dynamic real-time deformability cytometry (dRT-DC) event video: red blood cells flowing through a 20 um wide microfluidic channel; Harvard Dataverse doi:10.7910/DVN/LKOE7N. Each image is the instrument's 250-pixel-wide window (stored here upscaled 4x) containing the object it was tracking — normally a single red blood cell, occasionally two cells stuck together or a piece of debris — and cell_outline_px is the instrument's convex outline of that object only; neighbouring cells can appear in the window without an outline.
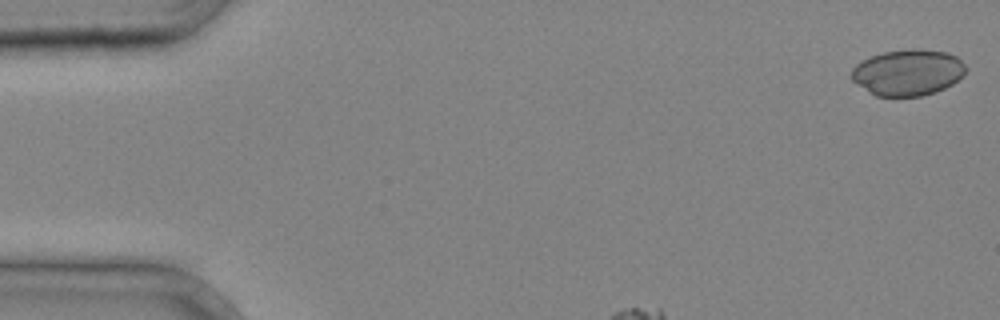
{"species": "common noctule bat (a hibernating species)", "species_latin": "Nyctalus noctula", "temperature_condition": "cold", "stored_images_in_passage": 3, "camera_frame_rate_fps": 3000, "um_per_image_px": 0.085, "animal": {"sex": "male", "body_mass_g": 20.4}, "frame": {"image": 1, "passage_image": 1, "time_ms": 0.0, "image_size_px": [1000, 320], "cell_outline_px": [[968, 68], [964, 76], [952, 84], [944, 88], [920, 96], [876, 96], [856, 84], [852, 80], [852, 68], [860, 60], [884, 52], [912, 48], [920, 48], [948, 52], [956, 56]], "centroid_in_image_um": [77.18, 6.14], "position_along_channel_um": 7.8, "area_um2": 30.92}}